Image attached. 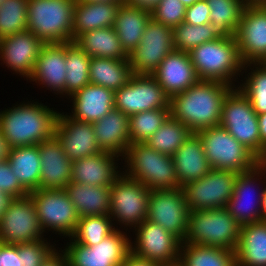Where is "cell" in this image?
I'll return each mask as SVG.
<instances>
[{"mask_svg": "<svg viewBox=\"0 0 266 266\" xmlns=\"http://www.w3.org/2000/svg\"><path fill=\"white\" fill-rule=\"evenodd\" d=\"M172 157L181 187L204 177L212 170L197 133H192Z\"/></svg>", "mask_w": 266, "mask_h": 266, "instance_id": "28", "label": "cell"}, {"mask_svg": "<svg viewBox=\"0 0 266 266\" xmlns=\"http://www.w3.org/2000/svg\"><path fill=\"white\" fill-rule=\"evenodd\" d=\"M261 162L266 166V156L264 157V159Z\"/></svg>", "mask_w": 266, "mask_h": 266, "instance_id": "61", "label": "cell"}, {"mask_svg": "<svg viewBox=\"0 0 266 266\" xmlns=\"http://www.w3.org/2000/svg\"><path fill=\"white\" fill-rule=\"evenodd\" d=\"M170 98L152 75H133L115 91L114 108L127 116L143 111L170 108Z\"/></svg>", "mask_w": 266, "mask_h": 266, "instance_id": "14", "label": "cell"}, {"mask_svg": "<svg viewBox=\"0 0 266 266\" xmlns=\"http://www.w3.org/2000/svg\"><path fill=\"white\" fill-rule=\"evenodd\" d=\"M66 43L44 44L29 80L42 84L58 95H65Z\"/></svg>", "mask_w": 266, "mask_h": 266, "instance_id": "24", "label": "cell"}, {"mask_svg": "<svg viewBox=\"0 0 266 266\" xmlns=\"http://www.w3.org/2000/svg\"><path fill=\"white\" fill-rule=\"evenodd\" d=\"M172 30L174 50L184 52H190L193 48L222 36L210 23L191 25L182 22Z\"/></svg>", "mask_w": 266, "mask_h": 266, "instance_id": "42", "label": "cell"}, {"mask_svg": "<svg viewBox=\"0 0 266 266\" xmlns=\"http://www.w3.org/2000/svg\"><path fill=\"white\" fill-rule=\"evenodd\" d=\"M131 76L129 59L91 57L89 66L90 84L116 91L125 86Z\"/></svg>", "mask_w": 266, "mask_h": 266, "instance_id": "35", "label": "cell"}, {"mask_svg": "<svg viewBox=\"0 0 266 266\" xmlns=\"http://www.w3.org/2000/svg\"><path fill=\"white\" fill-rule=\"evenodd\" d=\"M245 6H261L266 4V0H242Z\"/></svg>", "mask_w": 266, "mask_h": 266, "instance_id": "56", "label": "cell"}, {"mask_svg": "<svg viewBox=\"0 0 266 266\" xmlns=\"http://www.w3.org/2000/svg\"><path fill=\"white\" fill-rule=\"evenodd\" d=\"M9 147L0 132V161L7 158Z\"/></svg>", "mask_w": 266, "mask_h": 266, "instance_id": "54", "label": "cell"}, {"mask_svg": "<svg viewBox=\"0 0 266 266\" xmlns=\"http://www.w3.org/2000/svg\"><path fill=\"white\" fill-rule=\"evenodd\" d=\"M265 173H266V166L262 162L258 163L254 168H252L249 171L238 173V176L234 184L233 195L230 198V200L227 202L225 208L241 226L248 223H256L261 221L262 201L266 193V185L262 190L261 189L257 190L258 191L257 193L259 194L256 195L258 197L257 200L256 196H254L255 197V199L253 198V200L255 201L254 203L250 201L252 203L250 204L249 201H247L248 200L247 197H250L252 191L253 192L255 191L254 187L255 185H257L256 182L258 180L261 181L263 178L264 179L266 178ZM261 176L264 177L262 178ZM259 177L261 180L259 179ZM262 183L266 182L262 181Z\"/></svg>", "mask_w": 266, "mask_h": 266, "instance_id": "18", "label": "cell"}, {"mask_svg": "<svg viewBox=\"0 0 266 266\" xmlns=\"http://www.w3.org/2000/svg\"><path fill=\"white\" fill-rule=\"evenodd\" d=\"M28 0H4L0 5V39L27 30Z\"/></svg>", "mask_w": 266, "mask_h": 266, "instance_id": "44", "label": "cell"}, {"mask_svg": "<svg viewBox=\"0 0 266 266\" xmlns=\"http://www.w3.org/2000/svg\"><path fill=\"white\" fill-rule=\"evenodd\" d=\"M174 50L173 30L152 18L146 25L142 40L129 54L133 75H152L162 60Z\"/></svg>", "mask_w": 266, "mask_h": 266, "instance_id": "15", "label": "cell"}, {"mask_svg": "<svg viewBox=\"0 0 266 266\" xmlns=\"http://www.w3.org/2000/svg\"><path fill=\"white\" fill-rule=\"evenodd\" d=\"M193 132L171 116L145 143L152 149L173 156Z\"/></svg>", "mask_w": 266, "mask_h": 266, "instance_id": "39", "label": "cell"}, {"mask_svg": "<svg viewBox=\"0 0 266 266\" xmlns=\"http://www.w3.org/2000/svg\"><path fill=\"white\" fill-rule=\"evenodd\" d=\"M36 207L28 195L12 198L0 218V242L3 244L31 243L43 238Z\"/></svg>", "mask_w": 266, "mask_h": 266, "instance_id": "13", "label": "cell"}, {"mask_svg": "<svg viewBox=\"0 0 266 266\" xmlns=\"http://www.w3.org/2000/svg\"><path fill=\"white\" fill-rule=\"evenodd\" d=\"M151 11L121 3L113 25L124 51L129 55L142 40Z\"/></svg>", "mask_w": 266, "mask_h": 266, "instance_id": "30", "label": "cell"}, {"mask_svg": "<svg viewBox=\"0 0 266 266\" xmlns=\"http://www.w3.org/2000/svg\"><path fill=\"white\" fill-rule=\"evenodd\" d=\"M66 85L65 95L72 96L90 83L89 66L91 57L75 42H66Z\"/></svg>", "mask_w": 266, "mask_h": 266, "instance_id": "37", "label": "cell"}, {"mask_svg": "<svg viewBox=\"0 0 266 266\" xmlns=\"http://www.w3.org/2000/svg\"><path fill=\"white\" fill-rule=\"evenodd\" d=\"M74 42L90 57L122 60L129 58L113 27L86 31L80 34Z\"/></svg>", "mask_w": 266, "mask_h": 266, "instance_id": "34", "label": "cell"}, {"mask_svg": "<svg viewBox=\"0 0 266 266\" xmlns=\"http://www.w3.org/2000/svg\"><path fill=\"white\" fill-rule=\"evenodd\" d=\"M233 88L220 81L199 80L186 91L170 98V115L193 133L219 126L222 104Z\"/></svg>", "mask_w": 266, "mask_h": 266, "instance_id": "1", "label": "cell"}, {"mask_svg": "<svg viewBox=\"0 0 266 266\" xmlns=\"http://www.w3.org/2000/svg\"><path fill=\"white\" fill-rule=\"evenodd\" d=\"M131 240L116 228L94 246H85L71 240L62 251L69 266H120L131 252Z\"/></svg>", "mask_w": 266, "mask_h": 266, "instance_id": "11", "label": "cell"}, {"mask_svg": "<svg viewBox=\"0 0 266 266\" xmlns=\"http://www.w3.org/2000/svg\"><path fill=\"white\" fill-rule=\"evenodd\" d=\"M29 196L35 204L37 218L44 232L53 230L65 237L73 234L79 215L64 189H37L30 192Z\"/></svg>", "mask_w": 266, "mask_h": 266, "instance_id": "10", "label": "cell"}, {"mask_svg": "<svg viewBox=\"0 0 266 266\" xmlns=\"http://www.w3.org/2000/svg\"><path fill=\"white\" fill-rule=\"evenodd\" d=\"M128 123L129 116L116 108L92 123L101 151L124 157L130 145Z\"/></svg>", "mask_w": 266, "mask_h": 266, "instance_id": "27", "label": "cell"}, {"mask_svg": "<svg viewBox=\"0 0 266 266\" xmlns=\"http://www.w3.org/2000/svg\"><path fill=\"white\" fill-rule=\"evenodd\" d=\"M210 24L221 35L235 37L245 7L242 0H206Z\"/></svg>", "mask_w": 266, "mask_h": 266, "instance_id": "38", "label": "cell"}, {"mask_svg": "<svg viewBox=\"0 0 266 266\" xmlns=\"http://www.w3.org/2000/svg\"><path fill=\"white\" fill-rule=\"evenodd\" d=\"M170 116V108L153 109L129 116L130 144L145 143Z\"/></svg>", "mask_w": 266, "mask_h": 266, "instance_id": "41", "label": "cell"}, {"mask_svg": "<svg viewBox=\"0 0 266 266\" xmlns=\"http://www.w3.org/2000/svg\"><path fill=\"white\" fill-rule=\"evenodd\" d=\"M0 190L11 198H23L29 195V192L15 178L7 159L0 161Z\"/></svg>", "mask_w": 266, "mask_h": 266, "instance_id": "47", "label": "cell"}, {"mask_svg": "<svg viewBox=\"0 0 266 266\" xmlns=\"http://www.w3.org/2000/svg\"><path fill=\"white\" fill-rule=\"evenodd\" d=\"M189 55L199 80L220 81L235 88L234 78L240 77L244 64L235 37L222 35L193 48Z\"/></svg>", "mask_w": 266, "mask_h": 266, "instance_id": "3", "label": "cell"}, {"mask_svg": "<svg viewBox=\"0 0 266 266\" xmlns=\"http://www.w3.org/2000/svg\"><path fill=\"white\" fill-rule=\"evenodd\" d=\"M118 157V155L102 151L73 161L71 181L82 185L111 187L122 174V172L119 173L120 170H117L116 161L120 160Z\"/></svg>", "mask_w": 266, "mask_h": 266, "instance_id": "25", "label": "cell"}, {"mask_svg": "<svg viewBox=\"0 0 266 266\" xmlns=\"http://www.w3.org/2000/svg\"><path fill=\"white\" fill-rule=\"evenodd\" d=\"M191 25H203L210 23V9L206 0L197 1L186 7L184 21Z\"/></svg>", "mask_w": 266, "mask_h": 266, "instance_id": "48", "label": "cell"}, {"mask_svg": "<svg viewBox=\"0 0 266 266\" xmlns=\"http://www.w3.org/2000/svg\"><path fill=\"white\" fill-rule=\"evenodd\" d=\"M123 2H75L73 41L82 33L104 27H113L120 4Z\"/></svg>", "mask_w": 266, "mask_h": 266, "instance_id": "29", "label": "cell"}, {"mask_svg": "<svg viewBox=\"0 0 266 266\" xmlns=\"http://www.w3.org/2000/svg\"><path fill=\"white\" fill-rule=\"evenodd\" d=\"M0 266H1V242H0Z\"/></svg>", "mask_w": 266, "mask_h": 266, "instance_id": "62", "label": "cell"}, {"mask_svg": "<svg viewBox=\"0 0 266 266\" xmlns=\"http://www.w3.org/2000/svg\"><path fill=\"white\" fill-rule=\"evenodd\" d=\"M243 63L266 61V7L245 6L235 35Z\"/></svg>", "mask_w": 266, "mask_h": 266, "instance_id": "19", "label": "cell"}, {"mask_svg": "<svg viewBox=\"0 0 266 266\" xmlns=\"http://www.w3.org/2000/svg\"><path fill=\"white\" fill-rule=\"evenodd\" d=\"M41 160L40 189H65L71 182L72 161L54 135L39 144Z\"/></svg>", "mask_w": 266, "mask_h": 266, "instance_id": "23", "label": "cell"}, {"mask_svg": "<svg viewBox=\"0 0 266 266\" xmlns=\"http://www.w3.org/2000/svg\"><path fill=\"white\" fill-rule=\"evenodd\" d=\"M183 266H237L235 252L197 244H181Z\"/></svg>", "mask_w": 266, "mask_h": 266, "instance_id": "36", "label": "cell"}, {"mask_svg": "<svg viewBox=\"0 0 266 266\" xmlns=\"http://www.w3.org/2000/svg\"><path fill=\"white\" fill-rule=\"evenodd\" d=\"M55 250L45 239L18 244L22 266H41Z\"/></svg>", "mask_w": 266, "mask_h": 266, "instance_id": "46", "label": "cell"}, {"mask_svg": "<svg viewBox=\"0 0 266 266\" xmlns=\"http://www.w3.org/2000/svg\"><path fill=\"white\" fill-rule=\"evenodd\" d=\"M6 159L15 178L29 193L40 189L41 160L39 144L9 148Z\"/></svg>", "mask_w": 266, "mask_h": 266, "instance_id": "33", "label": "cell"}, {"mask_svg": "<svg viewBox=\"0 0 266 266\" xmlns=\"http://www.w3.org/2000/svg\"><path fill=\"white\" fill-rule=\"evenodd\" d=\"M159 1L160 0H123V3L132 7H140L151 11Z\"/></svg>", "mask_w": 266, "mask_h": 266, "instance_id": "53", "label": "cell"}, {"mask_svg": "<svg viewBox=\"0 0 266 266\" xmlns=\"http://www.w3.org/2000/svg\"><path fill=\"white\" fill-rule=\"evenodd\" d=\"M1 266H22L18 244L1 243Z\"/></svg>", "mask_w": 266, "mask_h": 266, "instance_id": "49", "label": "cell"}, {"mask_svg": "<svg viewBox=\"0 0 266 266\" xmlns=\"http://www.w3.org/2000/svg\"><path fill=\"white\" fill-rule=\"evenodd\" d=\"M112 222L109 215L81 217L69 239L85 246H94L116 229Z\"/></svg>", "mask_w": 266, "mask_h": 266, "instance_id": "40", "label": "cell"}, {"mask_svg": "<svg viewBox=\"0 0 266 266\" xmlns=\"http://www.w3.org/2000/svg\"><path fill=\"white\" fill-rule=\"evenodd\" d=\"M259 135L261 138V161L266 156V112L257 115Z\"/></svg>", "mask_w": 266, "mask_h": 266, "instance_id": "51", "label": "cell"}, {"mask_svg": "<svg viewBox=\"0 0 266 266\" xmlns=\"http://www.w3.org/2000/svg\"><path fill=\"white\" fill-rule=\"evenodd\" d=\"M248 66L252 71L246 75L247 78L245 76V82L238 88L249 99L258 115L266 112V64L264 62L244 63L242 70H247Z\"/></svg>", "mask_w": 266, "mask_h": 266, "instance_id": "43", "label": "cell"}, {"mask_svg": "<svg viewBox=\"0 0 266 266\" xmlns=\"http://www.w3.org/2000/svg\"><path fill=\"white\" fill-rule=\"evenodd\" d=\"M179 1L182 2L186 7H188L194 4L195 2L201 1V0H179Z\"/></svg>", "mask_w": 266, "mask_h": 266, "instance_id": "59", "label": "cell"}, {"mask_svg": "<svg viewBox=\"0 0 266 266\" xmlns=\"http://www.w3.org/2000/svg\"><path fill=\"white\" fill-rule=\"evenodd\" d=\"M125 175L138 180L150 190H168L182 188L177 180L173 157L162 154L146 143H134L128 146L123 157Z\"/></svg>", "mask_w": 266, "mask_h": 266, "instance_id": "4", "label": "cell"}, {"mask_svg": "<svg viewBox=\"0 0 266 266\" xmlns=\"http://www.w3.org/2000/svg\"><path fill=\"white\" fill-rule=\"evenodd\" d=\"M114 94L115 91L109 88L89 83L69 97L73 102V109L68 116L78 121L94 123L114 108Z\"/></svg>", "mask_w": 266, "mask_h": 266, "instance_id": "26", "label": "cell"}, {"mask_svg": "<svg viewBox=\"0 0 266 266\" xmlns=\"http://www.w3.org/2000/svg\"><path fill=\"white\" fill-rule=\"evenodd\" d=\"M261 222L266 223V193L264 195L263 201H262V216H261Z\"/></svg>", "mask_w": 266, "mask_h": 266, "instance_id": "57", "label": "cell"}, {"mask_svg": "<svg viewBox=\"0 0 266 266\" xmlns=\"http://www.w3.org/2000/svg\"><path fill=\"white\" fill-rule=\"evenodd\" d=\"M186 6L179 0H160L151 10V18L174 28L184 21Z\"/></svg>", "mask_w": 266, "mask_h": 266, "instance_id": "45", "label": "cell"}, {"mask_svg": "<svg viewBox=\"0 0 266 266\" xmlns=\"http://www.w3.org/2000/svg\"><path fill=\"white\" fill-rule=\"evenodd\" d=\"M11 199H12L11 197H9L6 193H4L0 190V218L3 214V212L5 211L8 202Z\"/></svg>", "mask_w": 266, "mask_h": 266, "instance_id": "55", "label": "cell"}, {"mask_svg": "<svg viewBox=\"0 0 266 266\" xmlns=\"http://www.w3.org/2000/svg\"><path fill=\"white\" fill-rule=\"evenodd\" d=\"M45 43L29 30L0 39V59L7 68L27 78L31 77L42 46Z\"/></svg>", "mask_w": 266, "mask_h": 266, "instance_id": "20", "label": "cell"}, {"mask_svg": "<svg viewBox=\"0 0 266 266\" xmlns=\"http://www.w3.org/2000/svg\"><path fill=\"white\" fill-rule=\"evenodd\" d=\"M84 2H123V0H77Z\"/></svg>", "mask_w": 266, "mask_h": 266, "instance_id": "58", "label": "cell"}, {"mask_svg": "<svg viewBox=\"0 0 266 266\" xmlns=\"http://www.w3.org/2000/svg\"><path fill=\"white\" fill-rule=\"evenodd\" d=\"M59 112L38 103L17 104L0 112V132L9 148L38 145L55 134Z\"/></svg>", "mask_w": 266, "mask_h": 266, "instance_id": "2", "label": "cell"}, {"mask_svg": "<svg viewBox=\"0 0 266 266\" xmlns=\"http://www.w3.org/2000/svg\"><path fill=\"white\" fill-rule=\"evenodd\" d=\"M160 263L141 258L130 252L120 266H159Z\"/></svg>", "mask_w": 266, "mask_h": 266, "instance_id": "50", "label": "cell"}, {"mask_svg": "<svg viewBox=\"0 0 266 266\" xmlns=\"http://www.w3.org/2000/svg\"><path fill=\"white\" fill-rule=\"evenodd\" d=\"M237 176L235 171L212 169L204 177L185 184L182 189L189 210L225 208Z\"/></svg>", "mask_w": 266, "mask_h": 266, "instance_id": "12", "label": "cell"}, {"mask_svg": "<svg viewBox=\"0 0 266 266\" xmlns=\"http://www.w3.org/2000/svg\"><path fill=\"white\" fill-rule=\"evenodd\" d=\"M189 211L182 188L150 190L147 220L162 226L182 242L188 230Z\"/></svg>", "mask_w": 266, "mask_h": 266, "instance_id": "16", "label": "cell"}, {"mask_svg": "<svg viewBox=\"0 0 266 266\" xmlns=\"http://www.w3.org/2000/svg\"><path fill=\"white\" fill-rule=\"evenodd\" d=\"M149 194L145 185L122 173L110 187L109 216L124 229L137 227L147 219Z\"/></svg>", "mask_w": 266, "mask_h": 266, "instance_id": "9", "label": "cell"}, {"mask_svg": "<svg viewBox=\"0 0 266 266\" xmlns=\"http://www.w3.org/2000/svg\"><path fill=\"white\" fill-rule=\"evenodd\" d=\"M74 204L79 218L109 215L110 187L70 182L64 189Z\"/></svg>", "mask_w": 266, "mask_h": 266, "instance_id": "31", "label": "cell"}, {"mask_svg": "<svg viewBox=\"0 0 266 266\" xmlns=\"http://www.w3.org/2000/svg\"><path fill=\"white\" fill-rule=\"evenodd\" d=\"M197 134L203 143L206 158L214 170L240 173L251 170L261 162L220 125L203 129Z\"/></svg>", "mask_w": 266, "mask_h": 266, "instance_id": "7", "label": "cell"}, {"mask_svg": "<svg viewBox=\"0 0 266 266\" xmlns=\"http://www.w3.org/2000/svg\"><path fill=\"white\" fill-rule=\"evenodd\" d=\"M220 126L261 161V138L257 114L238 85L224 99Z\"/></svg>", "mask_w": 266, "mask_h": 266, "instance_id": "8", "label": "cell"}, {"mask_svg": "<svg viewBox=\"0 0 266 266\" xmlns=\"http://www.w3.org/2000/svg\"><path fill=\"white\" fill-rule=\"evenodd\" d=\"M54 135L72 162L102 152L92 123L75 120L67 114H58Z\"/></svg>", "mask_w": 266, "mask_h": 266, "instance_id": "21", "label": "cell"}, {"mask_svg": "<svg viewBox=\"0 0 266 266\" xmlns=\"http://www.w3.org/2000/svg\"><path fill=\"white\" fill-rule=\"evenodd\" d=\"M241 225L226 208L189 211L188 230L182 243L235 252Z\"/></svg>", "mask_w": 266, "mask_h": 266, "instance_id": "5", "label": "cell"}, {"mask_svg": "<svg viewBox=\"0 0 266 266\" xmlns=\"http://www.w3.org/2000/svg\"><path fill=\"white\" fill-rule=\"evenodd\" d=\"M237 266H266V223H248L240 227L235 251Z\"/></svg>", "mask_w": 266, "mask_h": 266, "instance_id": "32", "label": "cell"}, {"mask_svg": "<svg viewBox=\"0 0 266 266\" xmlns=\"http://www.w3.org/2000/svg\"><path fill=\"white\" fill-rule=\"evenodd\" d=\"M152 76L169 98L186 91L199 81L189 52L178 50L170 52Z\"/></svg>", "mask_w": 266, "mask_h": 266, "instance_id": "22", "label": "cell"}, {"mask_svg": "<svg viewBox=\"0 0 266 266\" xmlns=\"http://www.w3.org/2000/svg\"><path fill=\"white\" fill-rule=\"evenodd\" d=\"M136 241L131 242V252L138 257L156 261L160 264L179 260L182 241L165 228L144 220L135 227Z\"/></svg>", "mask_w": 266, "mask_h": 266, "instance_id": "17", "label": "cell"}, {"mask_svg": "<svg viewBox=\"0 0 266 266\" xmlns=\"http://www.w3.org/2000/svg\"><path fill=\"white\" fill-rule=\"evenodd\" d=\"M57 251L55 250L41 266H69L66 254Z\"/></svg>", "mask_w": 266, "mask_h": 266, "instance_id": "52", "label": "cell"}, {"mask_svg": "<svg viewBox=\"0 0 266 266\" xmlns=\"http://www.w3.org/2000/svg\"><path fill=\"white\" fill-rule=\"evenodd\" d=\"M159 266H183L182 263L178 260L177 262L174 263H165V264H160Z\"/></svg>", "mask_w": 266, "mask_h": 266, "instance_id": "60", "label": "cell"}, {"mask_svg": "<svg viewBox=\"0 0 266 266\" xmlns=\"http://www.w3.org/2000/svg\"><path fill=\"white\" fill-rule=\"evenodd\" d=\"M76 0H28L27 30L45 44L74 42L73 16Z\"/></svg>", "mask_w": 266, "mask_h": 266, "instance_id": "6", "label": "cell"}]
</instances>
